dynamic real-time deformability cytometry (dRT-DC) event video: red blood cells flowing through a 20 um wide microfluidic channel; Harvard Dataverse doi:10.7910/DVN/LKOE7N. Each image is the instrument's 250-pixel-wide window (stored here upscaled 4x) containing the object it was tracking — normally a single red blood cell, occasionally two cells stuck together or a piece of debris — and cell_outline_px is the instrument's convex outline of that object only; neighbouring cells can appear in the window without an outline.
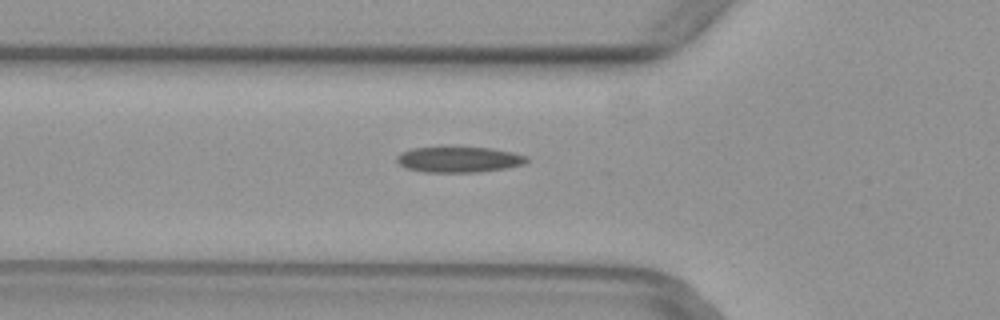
{"species": "common noctule bat (a hibernating species)", "species_latin": "Nyctalus noctula", "temperature_condition": "warm", "stored_images_in_passage": 49, "camera_frame_rate_fps": 3000, "um_per_image_px": 0.085, "animal": {"sex": "female", "body_mass_g": 29.2, "forearm_length_mm": 56.3}, "frame": {"image": 1, "passage_image": 16, "time_ms": 5.0, "image_size_px": [1000, 320], "cell_outline_px": [[528, 160], [524, 164], [504, 168], [480, 172], [424, 172], [404, 168], [396, 160], [396, 156], [400, 152], [412, 148], [440, 144], [492, 148], [512, 152], [528, 156]], "centroid_in_image_um": [38.93, 13.51], "position_along_channel_um": 86.9, "area_um2": 20.46}}
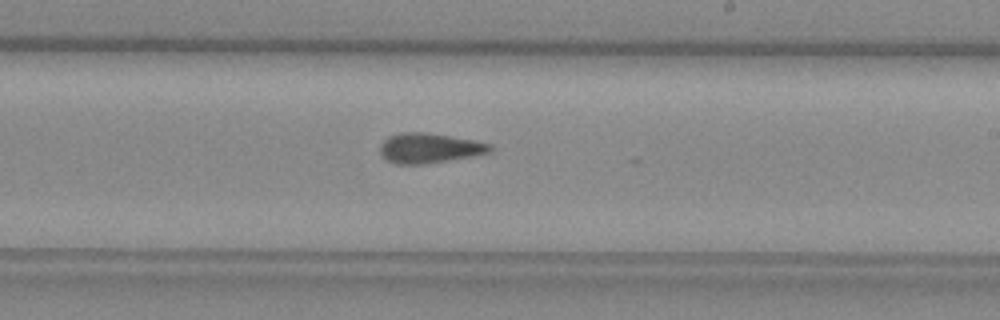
{"frame": {"image": 2, "passage_image": 28, "time_ms": 9.0, "image_size_px": [1000, 320], "cell_outline_px": [[492, 152], [448, 160], [420, 164], [396, 164], [388, 160], [380, 152], [380, 144], [388, 136], [400, 132], [424, 132], [476, 140], [492, 144]], "centroid_in_image_um": [36.5, 12.57], "position_along_channel_um": 252.5, "area_um2": 19.07}}
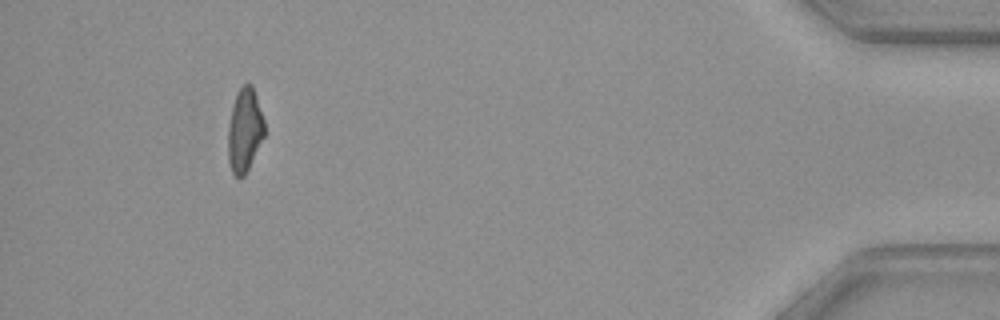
{"frame": {"image": 3, "passage_image": 45, "time_ms": 14.667, "image_size_px": [1000, 320], "cell_outline_px": [[264, 136], [244, 176], [236, 176], [232, 172], [228, 160], [228, 128], [232, 104], [236, 92], [244, 84], [252, 84], [264, 120]], "centroid_in_image_um": [20.78, 11.04], "position_along_channel_um": 414.4, "area_um2": 17.57}}